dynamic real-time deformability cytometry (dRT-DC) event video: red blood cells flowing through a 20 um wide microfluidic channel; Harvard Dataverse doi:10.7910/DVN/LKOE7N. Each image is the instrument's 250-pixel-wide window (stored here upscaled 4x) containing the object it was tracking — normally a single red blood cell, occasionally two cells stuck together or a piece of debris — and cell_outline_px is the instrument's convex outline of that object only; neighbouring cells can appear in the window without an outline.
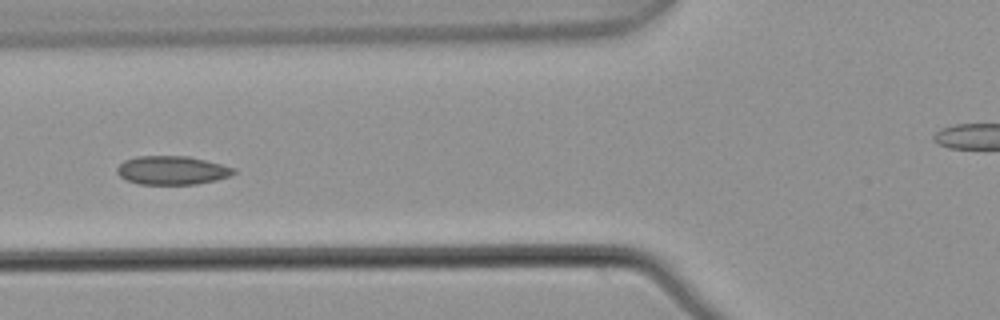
{"species": "common noctule bat (a hibernating species)", "species_latin": "Nyctalus noctula", "temperature_condition": "warm", "stored_images_in_passage": 5, "camera_frame_rate_fps": 3000, "um_per_image_px": 0.085, "animal": {"sex": "male", "body_mass_g": 21.5, "forearm_length_mm": 52.0}, "frame": {"image": 1, "passage_image": 5, "time_ms": 1.333, "image_size_px": [1000, 320], "cell_outline_px": [[236, 172], [228, 176], [216, 180], [196, 184], [140, 184], [128, 180], [120, 176], [116, 172], [116, 168], [124, 160], [136, 156], [188, 156], [236, 168]], "centroid_in_image_um": [14.61, 14.47], "position_along_channel_um": 111.2, "area_um2": 19.36}}